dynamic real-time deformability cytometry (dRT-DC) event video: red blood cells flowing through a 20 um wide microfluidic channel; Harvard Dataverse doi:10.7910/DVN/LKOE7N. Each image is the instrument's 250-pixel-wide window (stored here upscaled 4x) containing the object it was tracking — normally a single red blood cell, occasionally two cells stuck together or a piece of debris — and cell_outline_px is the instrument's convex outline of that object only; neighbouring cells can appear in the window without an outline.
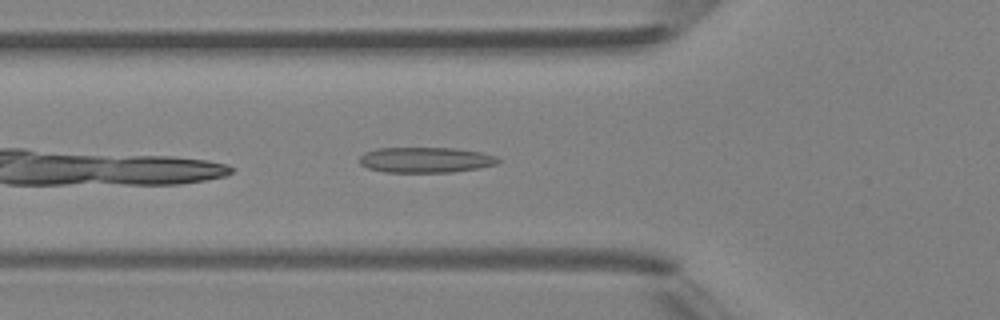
{"species": "Egyptian fruit bat (a non-hibernating species)", "species_latin": "Rousettus aegyptiacus", "temperature_condition": "room temperature", "stored_images_in_passage": 5, "camera_frame_rate_fps": 3000, "um_per_image_px": 0.085, "animal": {"sex": "female"}, "frame": {"image": 1, "passage_image": 5, "time_ms": 4.667, "image_size_px": [1000, 320], "cell_outline_px": [[500, 160], [496, 164], [480, 168], [452, 172], [384, 172], [368, 168], [360, 164], [360, 156], [364, 152], [376, 148], [456, 148], [480, 152], [496, 156]], "centroid_in_image_um": [36.17, 13.59], "position_along_channel_um": 89.6, "area_um2": 20.63}}